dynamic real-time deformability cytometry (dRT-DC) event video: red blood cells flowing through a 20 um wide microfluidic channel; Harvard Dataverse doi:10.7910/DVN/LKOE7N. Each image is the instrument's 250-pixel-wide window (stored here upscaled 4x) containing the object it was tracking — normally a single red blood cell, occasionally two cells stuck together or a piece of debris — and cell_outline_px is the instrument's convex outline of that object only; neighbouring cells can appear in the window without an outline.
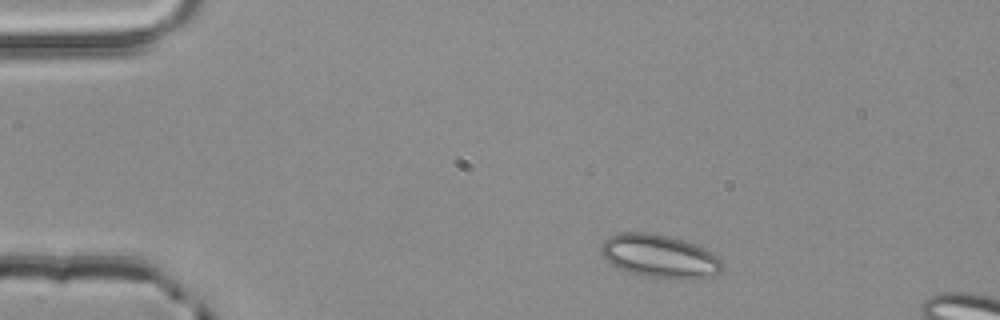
{"species": "common noctule bat (a hibernating species)", "species_latin": "Nyctalus noctula", "temperature_condition": "room temperature", "stored_images_in_passage": 3, "camera_frame_rate_fps": 3000, "um_per_image_px": 0.085, "animal": {"sex": "male", "body_mass_g": 20.4}, "frame": {"image": 1, "passage_image": 1, "time_ms": 0.0, "image_size_px": [1000, 320], "cell_outline_px": [[724, 268], [720, 272], [712, 276], [680, 280], [640, 276], [616, 268], [608, 264], [600, 252], [600, 244], [608, 236], [620, 232], [648, 232], [668, 236], [684, 240], [704, 248], [712, 252], [724, 264]], "centroid_in_image_um": [56.02, 21.79], "position_along_channel_um": 29.0, "area_um2": 31.21}}